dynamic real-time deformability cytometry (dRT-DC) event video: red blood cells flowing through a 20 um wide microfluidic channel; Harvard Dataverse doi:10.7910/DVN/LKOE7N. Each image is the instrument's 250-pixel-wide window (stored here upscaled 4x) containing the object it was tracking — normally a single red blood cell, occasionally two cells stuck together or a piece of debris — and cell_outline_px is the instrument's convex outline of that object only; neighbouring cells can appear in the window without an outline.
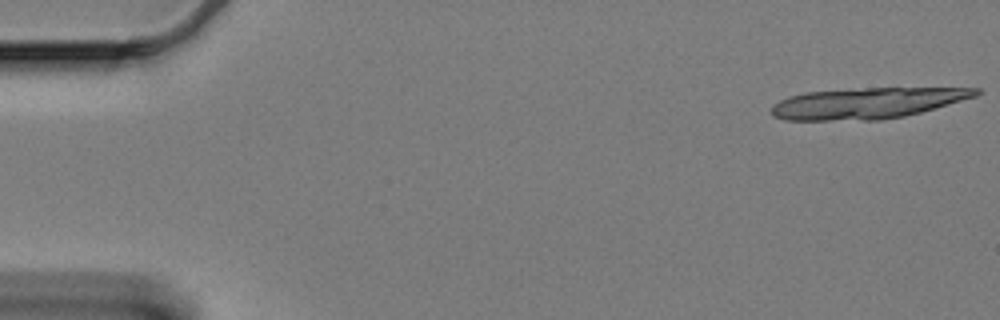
{"species": "Egyptian fruit bat (a non-hibernating species)", "species_latin": "Rousettus aegyptiacus", "temperature_condition": "cold", "stored_images_in_passage": 19, "camera_frame_rate_fps": 3000, "um_per_image_px": 0.085, "animal": {"sex": "female"}, "frame": {"image": 1, "passage_image": 1, "time_ms": 0.0, "image_size_px": [1000, 320], "cell_outline_px": [[980, 92], [976, 96], [920, 112], [904, 116], [880, 120], [784, 120], [772, 116], [772, 108], [780, 100], [792, 96], [808, 92], [864, 88], [980, 88]], "centroid_in_image_um": [73.7, 8.77], "position_along_channel_um": 11.3, "area_um2": 36.36}}